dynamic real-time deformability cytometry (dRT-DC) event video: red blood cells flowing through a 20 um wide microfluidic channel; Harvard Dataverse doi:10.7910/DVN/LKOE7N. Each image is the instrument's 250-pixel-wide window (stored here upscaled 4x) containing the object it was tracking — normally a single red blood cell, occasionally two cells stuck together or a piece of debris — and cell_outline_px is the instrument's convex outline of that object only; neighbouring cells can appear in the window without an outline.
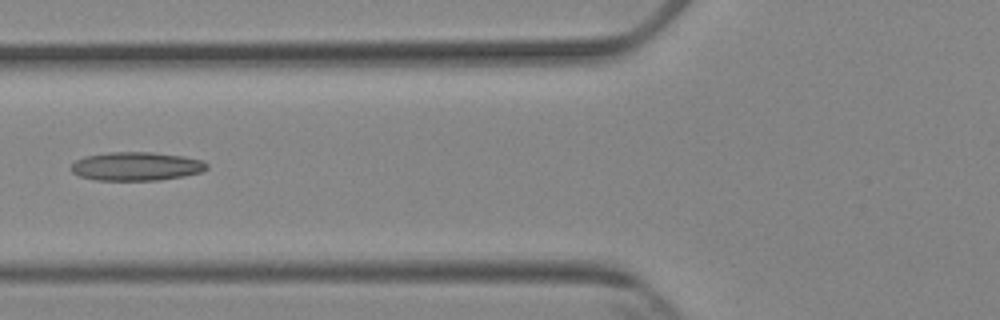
{"species": "Egyptian fruit bat (a non-hibernating species)", "species_latin": "Rousettus aegyptiacus", "temperature_condition": "cold", "stored_images_in_passage": 5, "camera_frame_rate_fps": 3000, "um_per_image_px": 0.085, "animal": {"sex": "female"}, "frame": {"image": 1, "passage_image": 4, "time_ms": 3.667, "image_size_px": [1000, 320], "cell_outline_px": [[208, 168], [200, 172], [184, 176], [160, 180], [96, 180], [80, 176], [72, 172], [68, 168], [76, 160], [84, 156], [108, 152], [152, 152], [184, 156], [204, 160], [208, 164]], "centroid_in_image_um": [11.58, 14.13], "position_along_channel_um": 114.2, "area_um2": 22.83}}
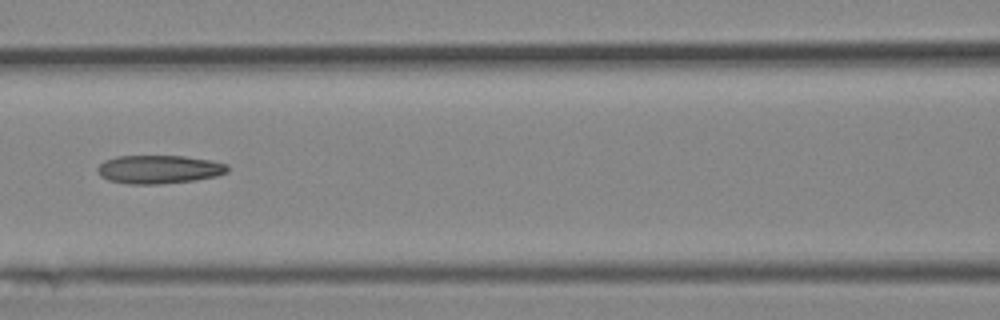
{"frame": {"image": 2, "passage_image": 5, "time_ms": 4.667, "image_size_px": [1000, 320], "cell_outline_px": [[228, 172], [216, 176], [196, 180], [156, 184], [128, 184], [108, 180], [100, 176], [96, 172], [96, 168], [104, 160], [116, 156], [184, 156], [208, 160], [228, 164]], "centroid_in_image_um": [13.47, 14.39], "position_along_channel_um": 153.1, "area_um2": 21.62}}